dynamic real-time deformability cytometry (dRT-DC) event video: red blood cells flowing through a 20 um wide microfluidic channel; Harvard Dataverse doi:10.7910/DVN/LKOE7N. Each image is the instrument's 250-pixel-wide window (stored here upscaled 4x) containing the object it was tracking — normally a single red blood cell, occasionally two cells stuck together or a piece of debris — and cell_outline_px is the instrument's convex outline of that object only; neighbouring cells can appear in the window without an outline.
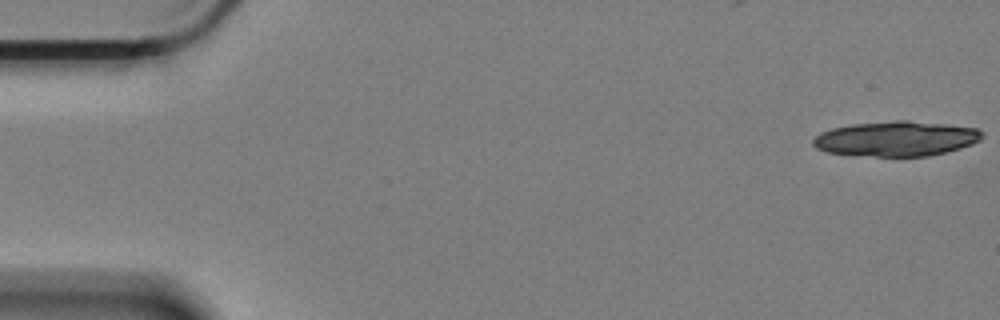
{"species": "Egyptian fruit bat (a non-hibernating species)", "species_latin": "Rousettus aegyptiacus", "temperature_condition": "cold", "stored_images_in_passage": 18, "camera_frame_rate_fps": 3000, "um_per_image_px": 0.085, "animal": {"sex": "female"}, "frame": {"image": 1, "passage_image": 1, "time_ms": 0.0, "image_size_px": [1000, 320], "cell_outline_px": [[984, 136], [980, 140], [972, 144], [960, 148], [928, 156], [876, 156], [828, 152], [816, 148], [812, 144], [812, 140], [820, 132], [832, 128], [852, 124], [896, 120], [908, 120], [948, 124], [976, 128], [984, 132]], "centroid_in_image_um": [76.2, 11.77], "position_along_channel_um": 8.8, "area_um2": 34.45}}